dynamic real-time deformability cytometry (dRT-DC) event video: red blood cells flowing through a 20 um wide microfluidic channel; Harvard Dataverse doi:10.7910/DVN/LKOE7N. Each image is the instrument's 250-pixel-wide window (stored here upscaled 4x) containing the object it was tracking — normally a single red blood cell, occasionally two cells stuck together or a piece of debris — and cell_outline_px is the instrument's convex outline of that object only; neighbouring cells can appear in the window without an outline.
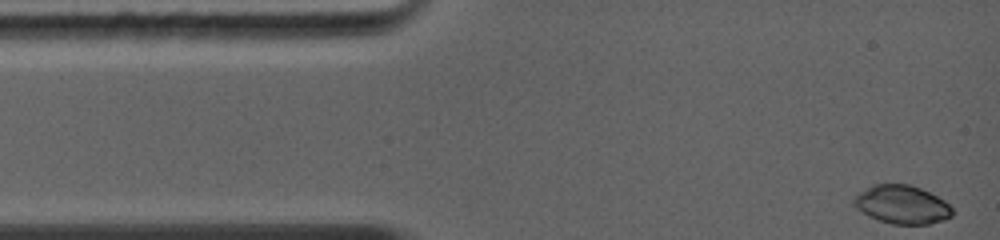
{"species": "common noctule bat (a hibernating species)", "species_latin": "Nyctalus noctula", "temperature_condition": "warm", "stored_images_in_passage": 53, "camera_frame_rate_fps": 5000, "um_per_image_px": 0.085, "animal": {"sex": "female", "body_mass_g": 19.0, "forearm_length_mm": 56.7}, "frame": {"image": 1, "passage_image": 1, "time_ms": 0.0, "image_size_px": [1000, 240], "cell_outline_px": [[952, 216], [944, 220], [928, 224], [892, 224], [868, 216], [856, 208], [852, 200], [860, 192], [876, 184], [912, 184], [944, 200], [952, 208]], "centroid_in_image_um": [76.68, 17.39], "position_along_channel_um": 8.3, "area_um2": 21.85}}
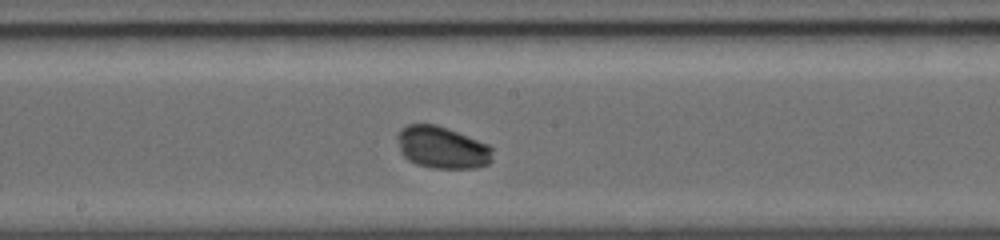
{"frame": {"image": 2, "passage_image": 31, "time_ms": 6.2, "image_size_px": [1000, 240], "cell_outline_px": [[492, 160], [488, 164], [476, 168], [432, 168], [416, 164], [408, 160], [400, 152], [396, 136], [400, 128], [408, 124], [436, 124], [448, 128], [488, 144], [492, 148]], "centroid_in_image_um": [37.56, 12.53], "position_along_channel_um": 210.6, "area_um2": 23.58}}
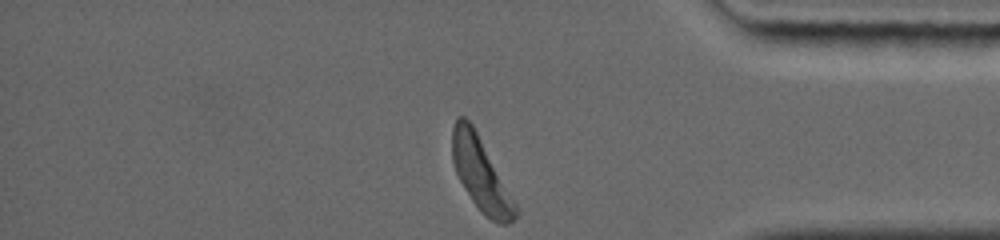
{"frame": {"image": 3, "passage_image": 53, "time_ms": 10.8, "image_size_px": [1000, 240], "cell_outline_px": [[516, 216], [508, 224], [500, 224], [484, 216], [480, 212], [472, 200], [460, 180], [456, 172], [452, 160], [452, 128], [456, 116], [464, 116], [472, 124], [516, 204]], "centroid_in_image_um": [40.83, 14.79], "position_along_channel_um": 394.4, "area_um2": 26.24}, "authors_computed_cell_mechanics": {"area_um2": 23.5824, "velocity_mm_per_s": 4.3852, "shape_relaxation_time_tau1_ms": 4.35, "shape_relaxation_time_tau2_ms": null, "deformation_change_tau1": 0.2726, "deformation_change_tau2": null}}